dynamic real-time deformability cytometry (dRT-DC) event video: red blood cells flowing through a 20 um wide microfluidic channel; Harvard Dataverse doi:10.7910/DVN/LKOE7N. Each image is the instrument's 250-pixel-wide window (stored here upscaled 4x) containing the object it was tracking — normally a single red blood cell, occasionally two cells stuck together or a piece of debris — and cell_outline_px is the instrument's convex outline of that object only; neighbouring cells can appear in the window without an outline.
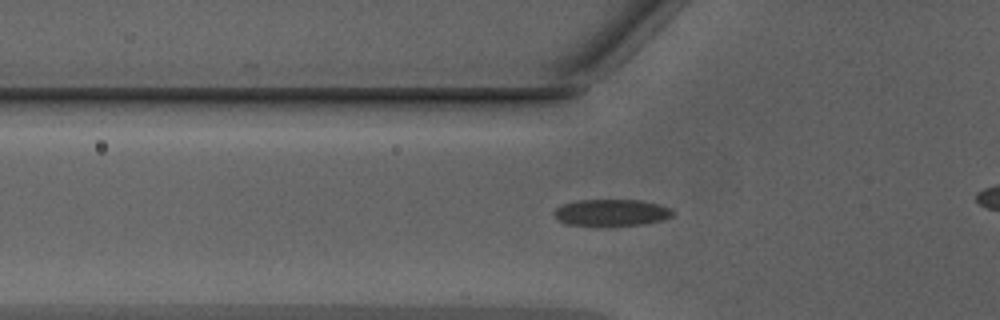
{"species": "Egyptian fruit bat (a non-hibernating species)", "species_latin": "Rousettus aegyptiacus", "temperature_condition": "warm", "stored_images_in_passage": 43, "camera_frame_rate_fps": 3000, "um_per_image_px": 0.085, "animal": {"sex": "male"}, "frame": {"image": 1, "passage_image": 17, "time_ms": 5.333, "image_size_px": [1000, 320], "cell_outline_px": [[676, 212], [672, 216], [664, 220], [644, 224], [596, 228], [568, 224], [560, 220], [552, 212], [556, 208], [564, 204], [576, 200], [640, 200], [660, 204], [672, 208]], "centroid_in_image_um": [52.01, 18.1], "position_along_channel_um": 73.8, "area_um2": 19.19}}
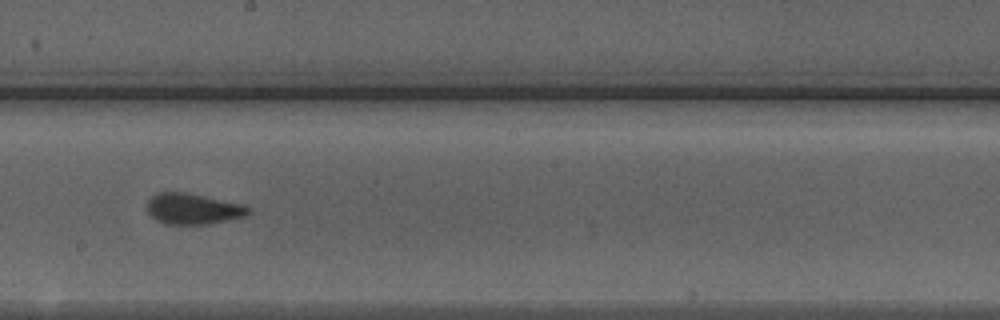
{"frame": {"image": 2, "passage_image": 28, "time_ms": 9.0, "image_size_px": [1000, 320], "cell_outline_px": [[252, 212], [244, 216], [208, 224], [164, 224], [156, 220], [148, 212], [148, 200], [156, 192], [188, 192], [244, 204], [252, 208]], "centroid_in_image_um": [16.43, 17.74], "position_along_channel_um": 231.8, "area_um2": 18.38}}
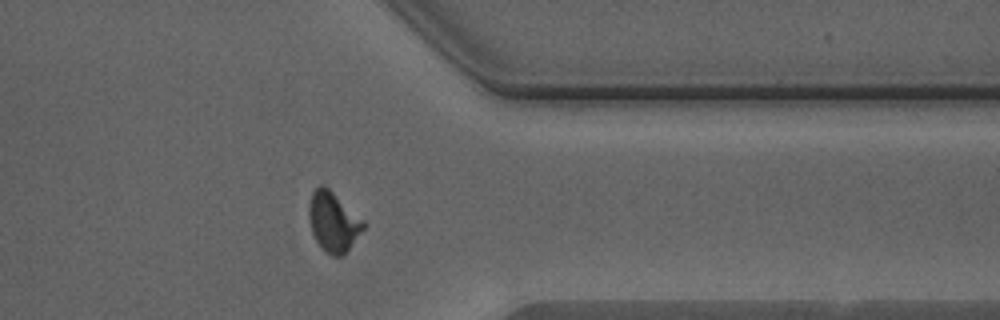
{"frame": {"image": 3, "passage_image": 39, "time_ms": 12.667, "image_size_px": [1000, 320], "cell_outline_px": [[368, 224], [344, 256], [332, 256], [316, 240], [312, 232], [308, 216], [308, 208], [312, 192], [320, 184], [324, 184], [364, 220]], "centroid_in_image_um": [28.36, 18.84], "position_along_channel_um": 383.0, "area_um2": 19.02}, "authors_computed_cell_mechanics": {"area_um2": 18.2648, "velocity_mm_per_s": 4.2992, "shape_relaxation_time_tau1_ms": 4.9826, "shape_relaxation_time_tau2_ms": null, "deformation_change_tau1": 0.1389, "deformation_change_tau2": null}}